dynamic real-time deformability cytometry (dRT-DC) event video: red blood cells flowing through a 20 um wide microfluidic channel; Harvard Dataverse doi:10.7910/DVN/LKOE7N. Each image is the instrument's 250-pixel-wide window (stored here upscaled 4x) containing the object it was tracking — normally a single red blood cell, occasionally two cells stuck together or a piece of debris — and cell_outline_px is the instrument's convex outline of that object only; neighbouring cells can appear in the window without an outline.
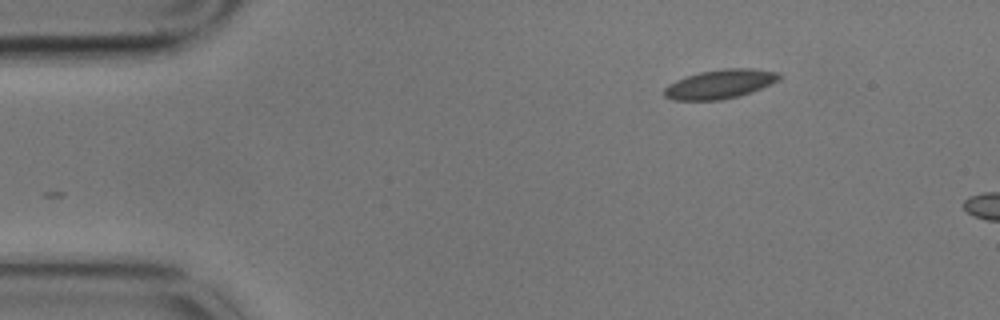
{"species": "common noctule bat (a hibernating species)", "species_latin": "Nyctalus noctula", "temperature_condition": "cold", "stored_images_in_passage": 3, "camera_frame_rate_fps": 3000, "um_per_image_px": 0.085, "animal": {"sex": "male", "body_mass_g": 17.9}, "frame": {"image": 1, "passage_image": 3, "time_ms": 0.667, "image_size_px": [1000, 320], "cell_outline_px": [[784, 76], [780, 80], [752, 92], [740, 96], [720, 100], [672, 100], [664, 96], [664, 88], [668, 84], [676, 80], [700, 72], [724, 68], [752, 68], [780, 72]], "centroid_in_image_um": [61.25, 7.14], "position_along_channel_um": 23.8, "area_um2": 19.71}}